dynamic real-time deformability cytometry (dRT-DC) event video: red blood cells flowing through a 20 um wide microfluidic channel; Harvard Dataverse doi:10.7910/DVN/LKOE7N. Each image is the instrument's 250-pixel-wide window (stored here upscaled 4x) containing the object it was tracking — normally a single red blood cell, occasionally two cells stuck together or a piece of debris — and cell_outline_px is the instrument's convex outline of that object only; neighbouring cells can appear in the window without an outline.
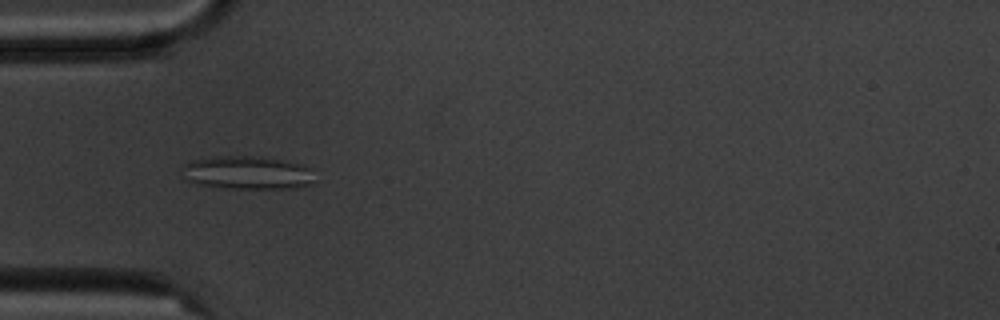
{"species": "common noctule bat (a hibernating species)", "species_latin": "Nyctalus noctula", "temperature_condition": "cold", "stored_images_in_passage": 5, "camera_frame_rate_fps": 3000, "um_per_image_px": 0.085, "animal": {"sex": "male", "body_mass_g": 20.1, "forearm_length_mm": 53.5}, "frame": {"image": 1, "passage_image": 4, "time_ms": 4.333, "image_size_px": [1000, 320], "cell_outline_px": [[316, 184], [292, 188], [232, 188], [196, 184], [188, 180], [184, 164], [192, 160], [212, 156], [260, 156], [304, 164], [308, 168]], "centroid_in_image_um": [21.08, 14.67], "position_along_channel_um": 63.9, "area_um2": 25.49}}
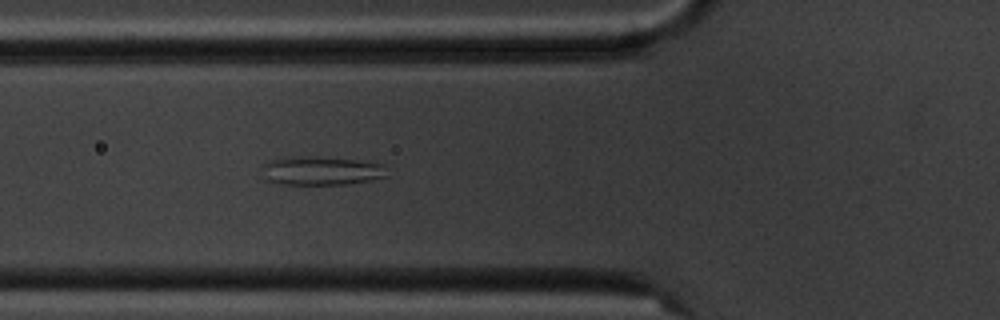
{"frame": {"image": 2, "passage_image": 5, "time_ms": 5.333, "image_size_px": [1000, 320], "cell_outline_px": [[388, 176], [372, 180], [348, 184], [276, 184], [264, 180], [264, 164], [272, 160], [292, 156], [316, 156], [356, 160], [384, 164]], "centroid_in_image_um": [27.32, 14.52], "position_along_channel_um": 98.5, "area_um2": 21.04}}